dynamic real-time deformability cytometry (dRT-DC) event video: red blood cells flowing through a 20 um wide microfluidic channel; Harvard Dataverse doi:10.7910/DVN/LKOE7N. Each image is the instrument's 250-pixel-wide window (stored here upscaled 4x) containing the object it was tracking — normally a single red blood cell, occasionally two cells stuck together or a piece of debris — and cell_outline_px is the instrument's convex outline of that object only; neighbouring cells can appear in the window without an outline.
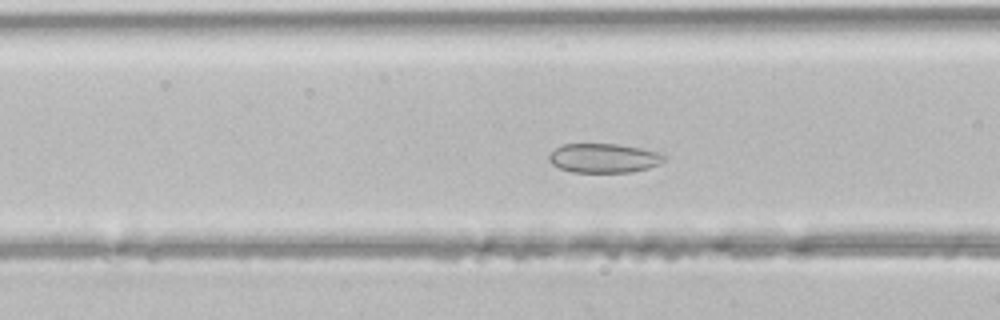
{"species": "common noctule bat (a hibernating species)", "species_latin": "Nyctalus noctula", "temperature_condition": "room temperature", "stored_images_in_passage": 46, "camera_frame_rate_fps": 3000, "um_per_image_px": 0.085, "animal": {"sex": "male", "body_mass_g": 21.5, "forearm_length_mm": 52.0}, "frame": {"image": 1, "passage_image": 16, "time_ms": 5.0, "image_size_px": [1000, 320], "cell_outline_px": [[668, 156], [660, 164], [648, 168], [632, 172], [572, 172], [560, 168], [552, 164], [548, 160], [548, 156], [556, 148], [564, 144], [616, 144], [640, 148], [660, 152]], "centroid_in_image_um": [51.35, 13.44], "position_along_channel_um": 115.2, "area_um2": 19.65}}
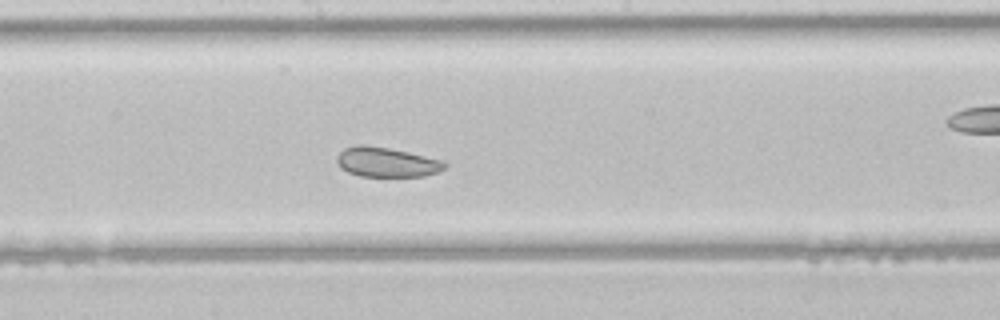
{"frame": {"image": 2, "passage_image": 23, "time_ms": 7.333, "image_size_px": [1000, 320], "cell_outline_px": [[448, 164], [444, 168], [436, 172], [424, 176], [360, 176], [348, 172], [340, 168], [336, 160], [336, 156], [344, 148], [360, 144], [388, 148], [408, 152], [444, 160]], "centroid_in_image_um": [32.85, 13.78], "position_along_channel_um": 215.4, "area_um2": 18.61}}
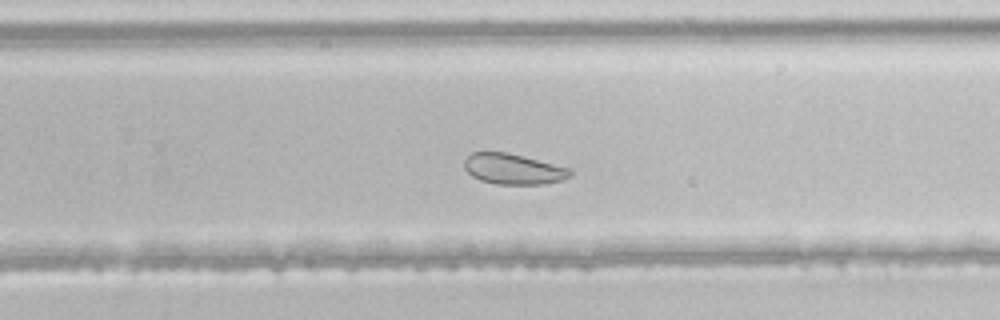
{"frame": {"image": 3, "passage_image": 28, "time_ms": 9.0, "image_size_px": [1000, 320], "cell_outline_px": [[572, 176], [564, 180], [544, 184], [496, 184], [480, 180], [472, 176], [464, 168], [464, 160], [472, 152], [508, 152], [572, 168]], "centroid_in_image_um": [43.67, 14.37], "position_along_channel_um": 286.1, "area_um2": 19.13}}